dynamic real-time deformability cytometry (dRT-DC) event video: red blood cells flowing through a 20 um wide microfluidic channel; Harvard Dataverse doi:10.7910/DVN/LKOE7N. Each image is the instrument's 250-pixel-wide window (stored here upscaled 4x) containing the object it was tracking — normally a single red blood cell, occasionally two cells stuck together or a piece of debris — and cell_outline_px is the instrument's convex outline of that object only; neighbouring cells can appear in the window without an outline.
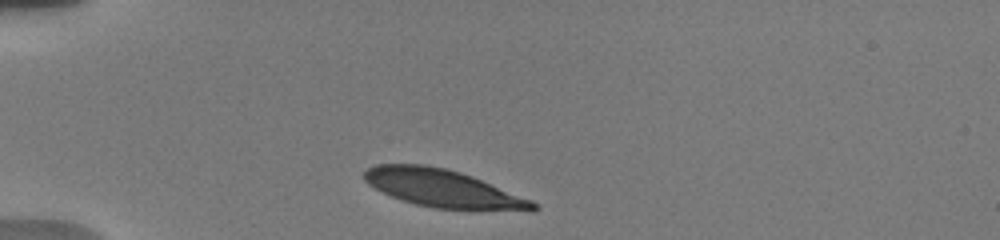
{"species": "human", "species_latin": "Homo sapiens", "temperature_condition": "warm", "stored_images_in_passage": 9, "camera_frame_rate_fps": 3000, "um_per_image_px": 0.085, "donor": {"sex": "male"}, "frame": {"image": 1, "passage_image": 1, "time_ms": 0.0, "image_size_px": [1000, 240], "cell_outline_px": [[540, 208], [532, 212], [432, 208], [416, 204], [392, 196], [368, 184], [364, 180], [364, 172], [368, 168], [376, 164], [424, 164], [448, 168], [472, 176], [532, 200]], "centroid_in_image_um": [37.72, 16.03], "position_along_channel_um": 47.3, "area_um2": 37.28}}
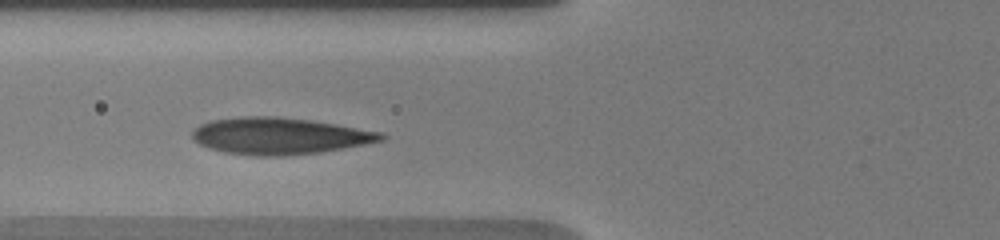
{"frame": {"image": 2, "passage_image": 6, "time_ms": 2.333, "image_size_px": [1000, 240], "cell_outline_px": [[388, 136], [384, 140], [364, 144], [320, 152], [284, 156], [256, 156], [224, 152], [208, 148], [192, 140], [192, 132], [200, 124], [212, 120], [240, 116], [280, 116], [312, 120], [380, 132]], "centroid_in_image_um": [23.72, 11.55], "position_along_channel_um": 102.1, "area_um2": 40.46}}
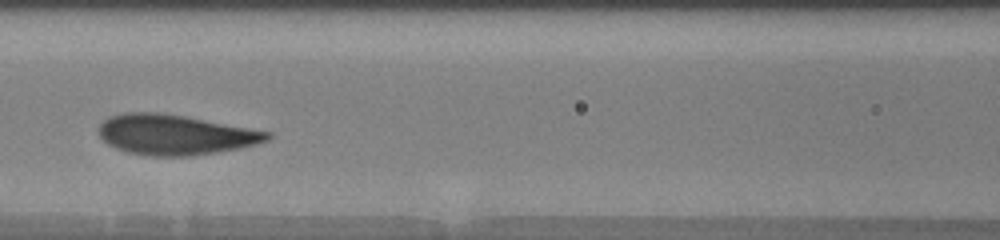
{"frame": {"image": 3, "passage_image": 8, "time_ms": 3.667, "image_size_px": [1000, 240], "cell_outline_px": [[272, 136], [268, 140], [256, 144], [240, 148], [216, 152], [188, 156], [148, 156], [128, 152], [108, 144], [100, 136], [100, 124], [108, 116], [124, 112], [160, 112], [184, 116], [272, 132]], "centroid_in_image_um": [14.89, 11.44], "position_along_channel_um": 151.7, "area_um2": 39.3}}